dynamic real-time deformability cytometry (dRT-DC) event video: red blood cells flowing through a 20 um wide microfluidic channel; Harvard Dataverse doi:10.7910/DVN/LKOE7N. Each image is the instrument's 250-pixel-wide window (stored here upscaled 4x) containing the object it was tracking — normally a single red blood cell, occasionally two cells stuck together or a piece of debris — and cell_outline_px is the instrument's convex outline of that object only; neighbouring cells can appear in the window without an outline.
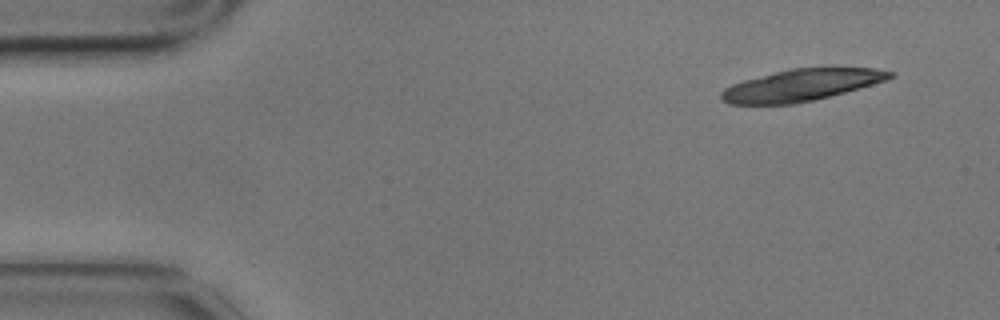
{"species": "common noctule bat (a hibernating species)", "species_latin": "Nyctalus noctula", "temperature_condition": "cold", "stored_images_in_passage": 6, "camera_frame_rate_fps": 3000, "um_per_image_px": 0.085, "animal": {"sex": "male", "body_mass_g": 17.9}, "frame": {"image": 1, "passage_image": 1, "time_ms": 0.0, "image_size_px": [1000, 320], "cell_outline_px": [[896, 76], [888, 80], [844, 92], [796, 104], [728, 104], [720, 100], [720, 92], [724, 88], [732, 84], [744, 80], [792, 68], [876, 68], [896, 72]], "centroid_in_image_um": [68.12, 7.24], "position_along_channel_um": 16.9, "area_um2": 31.1}}
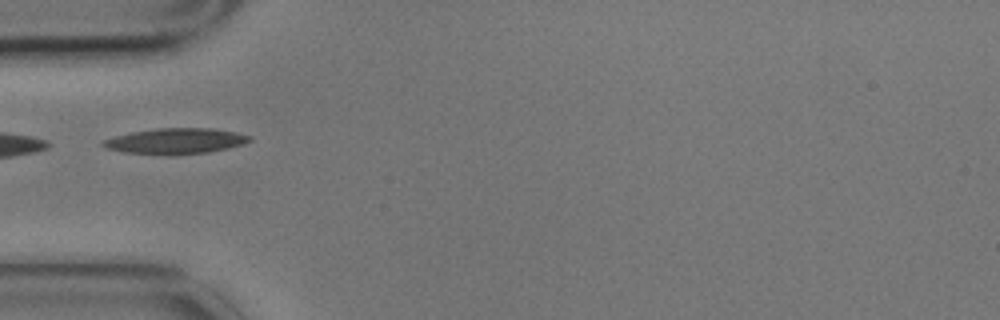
{"frame": {"image": 2, "passage_image": 5, "time_ms": 1.333, "image_size_px": [1000, 320], "cell_outline_px": [[252, 140], [244, 144], [228, 148], [208, 152], [124, 152], [104, 148], [100, 144], [104, 140], [116, 136], [132, 132], [156, 128], [216, 128], [236, 132], [252, 136]], "centroid_in_image_um": [14.99, 11.94], "position_along_channel_um": 70.0, "area_um2": 21.04}}